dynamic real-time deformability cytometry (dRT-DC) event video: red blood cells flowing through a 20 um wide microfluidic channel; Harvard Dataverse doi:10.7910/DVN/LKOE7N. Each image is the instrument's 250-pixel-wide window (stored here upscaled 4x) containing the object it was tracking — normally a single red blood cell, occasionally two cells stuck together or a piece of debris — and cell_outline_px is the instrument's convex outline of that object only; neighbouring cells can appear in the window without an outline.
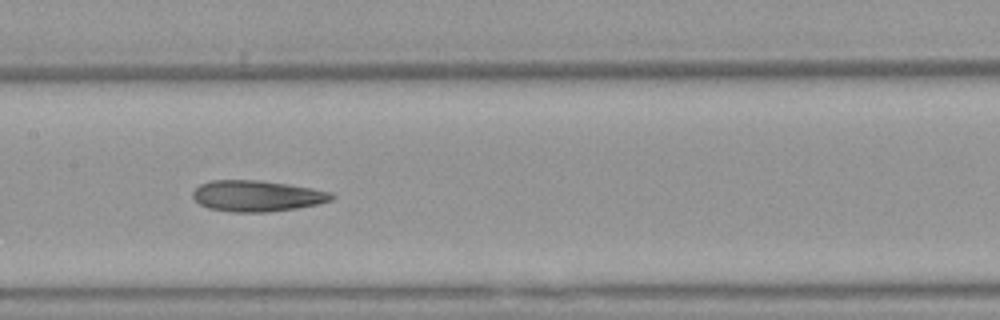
{"species": "Egyptian fruit bat (a non-hibernating species)", "species_latin": "Rousettus aegyptiacus", "temperature_condition": "warm", "stored_images_in_passage": 8, "camera_frame_rate_fps": 3000, "um_per_image_px": 0.085, "animal": {"sex": "female"}, "frame": {"image": 1, "passage_image": 7, "time_ms": 2.0, "image_size_px": [1000, 320], "cell_outline_px": [[336, 196], [332, 200], [316, 204], [296, 208], [268, 212], [232, 212], [208, 208], [200, 204], [192, 196], [192, 192], [200, 184], [212, 180], [256, 180], [288, 184], [312, 188], [332, 192]], "centroid_in_image_um": [21.84, 16.65], "position_along_channel_um": 185.6, "area_um2": 25.09}}